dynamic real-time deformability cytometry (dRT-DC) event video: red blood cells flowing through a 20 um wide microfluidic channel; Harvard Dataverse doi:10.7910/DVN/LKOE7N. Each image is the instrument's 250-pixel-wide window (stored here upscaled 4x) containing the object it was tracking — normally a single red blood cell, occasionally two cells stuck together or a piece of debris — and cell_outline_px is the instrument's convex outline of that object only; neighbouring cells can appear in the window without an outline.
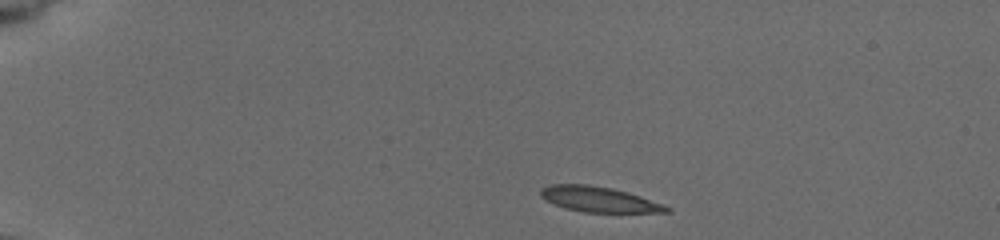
{"species": "common noctule bat (a hibernating species)", "species_latin": "Nyctalus noctula", "temperature_condition": "cold", "stored_images_in_passage": 7, "camera_frame_rate_fps": 3000, "um_per_image_px": 0.085, "animal": {"sex": "female", "body_mass_g": 19.5, "forearm_length_mm": 54.1}, "frame": {"image": 1, "passage_image": 1, "time_ms": 0.0, "image_size_px": [1000, 240], "cell_outline_px": [[672, 212], [584, 212], [564, 208], [540, 196], [540, 188], [552, 184], [588, 184], [612, 188], [628, 192], [664, 204], [672, 208]], "centroid_in_image_um": [50.94, 16.94], "position_along_channel_um": 34.1, "area_um2": 18.55}}
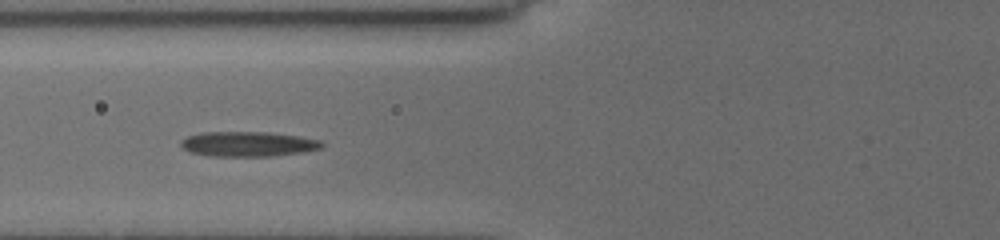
{"frame": {"image": 2, "passage_image": 5, "time_ms": 4.0, "image_size_px": [1000, 240], "cell_outline_px": [[324, 144], [320, 148], [304, 152], [272, 156], [208, 156], [188, 152], [180, 144], [180, 140], [188, 136], [200, 132], [264, 132], [296, 136], [320, 140]], "centroid_in_image_um": [21.03, 12.25], "position_along_channel_um": 104.8, "area_um2": 20.46}}
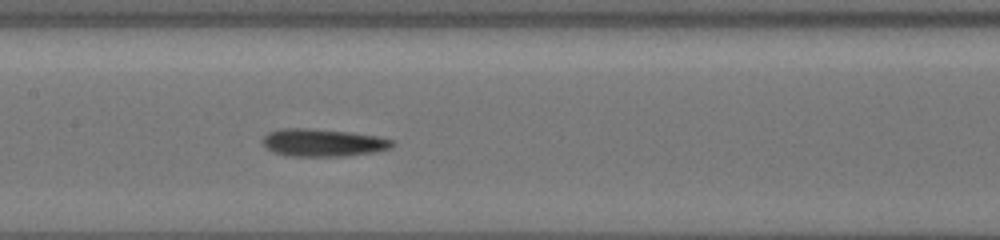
{"frame": {"image": 3, "passage_image": 7, "time_ms": 6.0, "image_size_px": [1000, 240], "cell_outline_px": [[396, 144], [392, 148], [372, 152], [344, 156], [288, 156], [276, 152], [268, 148], [264, 144], [264, 136], [268, 132], [284, 128], [308, 128], [348, 132], [376, 136], [396, 140]], "centroid_in_image_um": [27.51, 12.12], "position_along_channel_um": 179.9, "area_um2": 20.69}}